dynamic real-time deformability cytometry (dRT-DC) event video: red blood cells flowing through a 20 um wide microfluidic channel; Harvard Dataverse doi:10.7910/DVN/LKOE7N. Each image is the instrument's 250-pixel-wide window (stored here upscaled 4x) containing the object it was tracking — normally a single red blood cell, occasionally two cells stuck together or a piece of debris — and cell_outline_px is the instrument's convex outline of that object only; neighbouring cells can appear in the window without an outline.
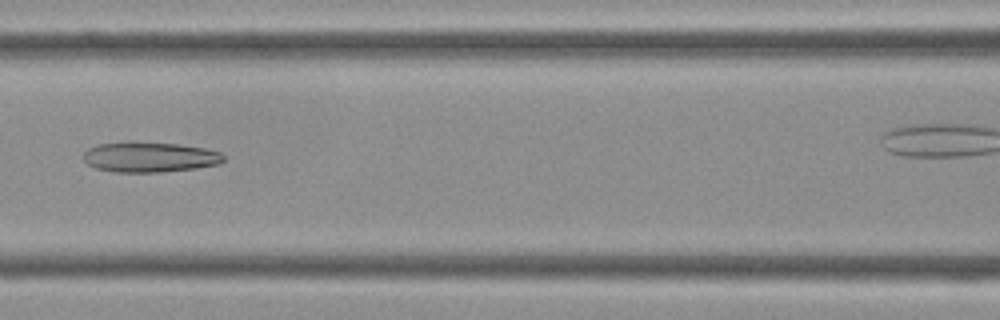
{"species": "Egyptian fruit bat (a non-hibernating species)", "species_latin": "Rousettus aegyptiacus", "temperature_condition": "cold", "stored_images_in_passage": 36, "camera_frame_rate_fps": 3000, "um_per_image_px": 0.085, "frame": {"image": 1, "passage_image": 19, "time_ms": 6.0, "image_size_px": [1000, 320], "cell_outline_px": [[224, 160], [220, 164], [196, 168], [160, 172], [116, 172], [96, 168], [88, 164], [80, 156], [88, 148], [100, 144], [132, 140], [180, 144], [204, 148], [220, 152], [224, 156]], "centroid_in_image_um": [12.7, 13.33], "position_along_channel_um": 153.9, "area_um2": 25.14}}
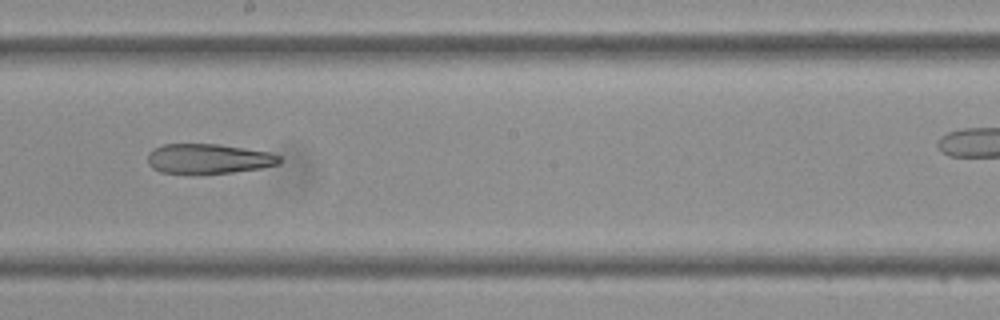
{"frame": {"image": 2, "passage_image": 24, "time_ms": 7.667, "image_size_px": [1000, 320], "cell_outline_px": [[280, 164], [260, 168], [232, 172], [160, 172], [152, 168], [148, 164], [148, 152], [152, 148], [164, 144], [220, 144], [268, 152], [280, 156]], "centroid_in_image_um": [17.7, 13.47], "position_along_channel_um": 230.5, "area_um2": 22.54}}
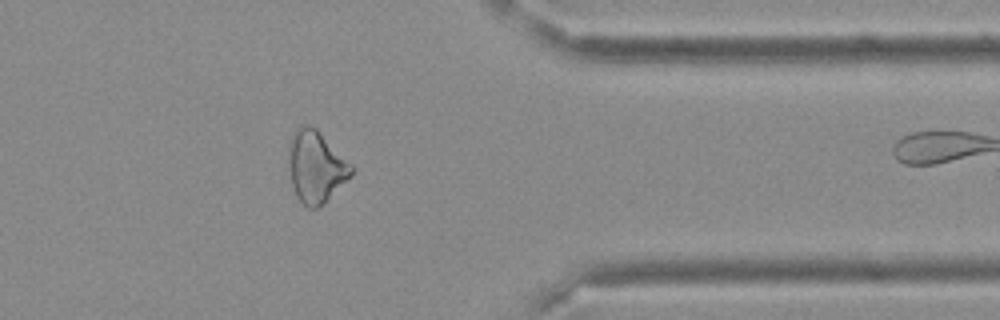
{"frame": {"image": 3, "passage_image": 35, "time_ms": 11.333, "image_size_px": [1000, 320], "cell_outline_px": [[356, 168], [352, 176], [316, 208], [308, 208], [296, 196], [292, 184], [288, 168], [288, 148], [292, 132], [296, 128], [304, 124], [308, 124], [316, 128]], "centroid_in_image_um": [26.84, 14.12], "position_along_channel_um": 384.6, "area_um2": 26.3}}